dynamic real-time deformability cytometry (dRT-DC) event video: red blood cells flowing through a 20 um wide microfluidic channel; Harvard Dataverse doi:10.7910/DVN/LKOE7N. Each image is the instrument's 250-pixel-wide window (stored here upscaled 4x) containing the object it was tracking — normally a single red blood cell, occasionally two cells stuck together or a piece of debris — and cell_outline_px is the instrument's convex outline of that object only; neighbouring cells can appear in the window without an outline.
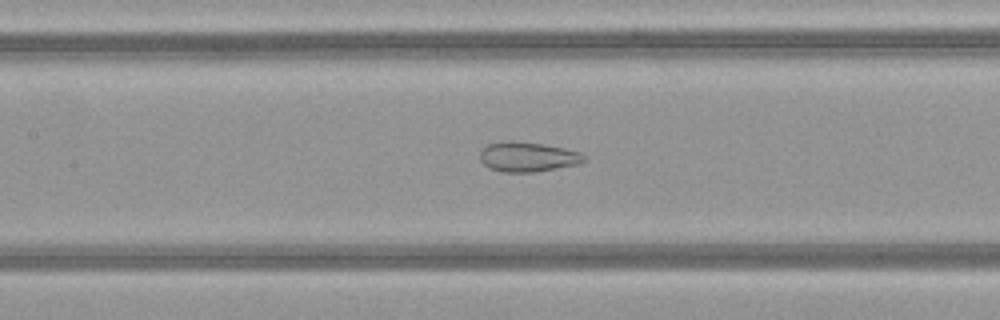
{"species": "common noctule bat (a hibernating species)", "species_latin": "Nyctalus noctula", "temperature_condition": "warm", "stored_images_in_passage": 36, "camera_frame_rate_fps": 3000, "um_per_image_px": 0.085, "animal": {"sex": "female", "body_mass_g": 21.9}, "frame": {"image": 1, "passage_image": 9, "time_ms": 2.667, "image_size_px": [1000, 320], "cell_outline_px": [[584, 160], [580, 164], [532, 172], [504, 172], [488, 168], [480, 160], [480, 152], [488, 144], [508, 140], [512, 140], [544, 144], [564, 148], [580, 152], [584, 156]], "centroid_in_image_um": [44.83, 13.32], "position_along_channel_um": 162.6, "area_um2": 18.03}}
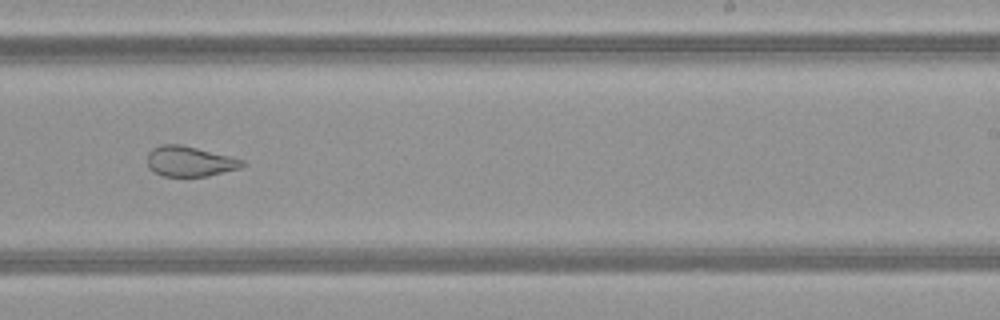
{"frame": {"image": 2, "passage_image": 17, "time_ms": 5.333, "image_size_px": [1000, 320], "cell_outline_px": [[244, 164], [240, 168], [208, 176], [160, 176], [148, 168], [148, 152], [152, 148], [160, 144], [180, 144], [244, 160]], "centroid_in_image_um": [16.07, 13.72], "position_along_channel_um": 272.9, "area_um2": 16.65}}
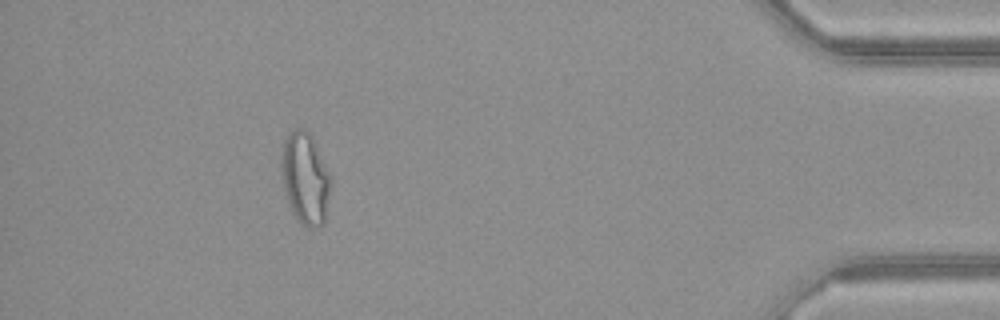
{"frame": {"image": 3, "passage_image": 31, "time_ms": 10.0, "image_size_px": [1000, 320], "cell_outline_px": [[332, 184], [324, 224], [316, 228], [308, 228], [300, 224], [288, 208], [284, 188], [280, 164], [280, 156], [284, 140], [288, 132], [296, 128], [304, 128], [312, 136], [316, 144], [328, 172]], "centroid_in_image_um": [25.92, 15.19], "position_along_channel_um": 409.3, "area_um2": 26.99}, "authors_computed_cell_mechanics": {"area_um2": 20.0855, "velocity_mm_per_s": 4.1466, "shape_relaxation_time_tau1_ms": null, "shape_relaxation_time_tau2_ms": 1.3278, "deformation_change_tau1": null, "deformation_change_tau2": 0.0881}}